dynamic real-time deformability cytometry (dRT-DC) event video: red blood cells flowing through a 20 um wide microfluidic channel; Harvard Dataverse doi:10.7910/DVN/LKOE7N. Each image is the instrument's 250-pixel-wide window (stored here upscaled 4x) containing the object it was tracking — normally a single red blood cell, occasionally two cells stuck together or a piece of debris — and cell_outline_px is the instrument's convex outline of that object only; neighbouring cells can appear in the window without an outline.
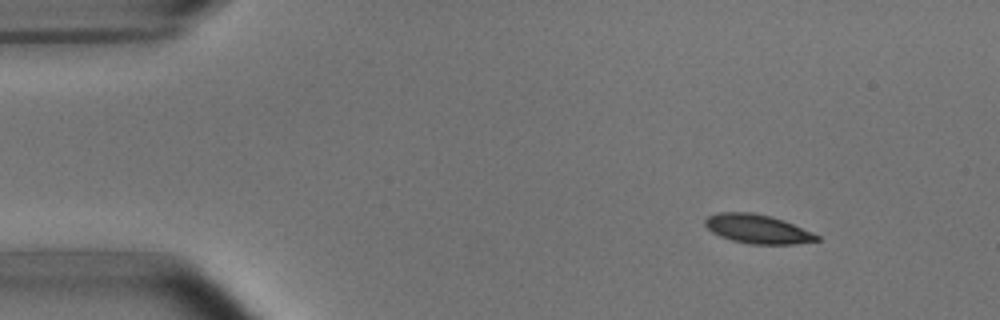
{"species": "common noctule bat (a hibernating species)", "species_latin": "Nyctalus noctula", "temperature_condition": "room temperature", "stored_images_in_passage": 4, "camera_frame_rate_fps": 3000, "um_per_image_px": 0.085, "animal": {"sex": "male", "body_mass_g": 15.6}, "frame": {"image": 1, "passage_image": 1, "time_ms": 0.0, "image_size_px": [1000, 320], "cell_outline_px": [[820, 240], [796, 244], [752, 244], [732, 240], [720, 236], [712, 232], [704, 224], [704, 220], [708, 216], [716, 212], [752, 212], [772, 216], [784, 220], [812, 232], [820, 236]], "centroid_in_image_um": [64.39, 19.45], "position_along_channel_um": 20.6, "area_um2": 18.96}}
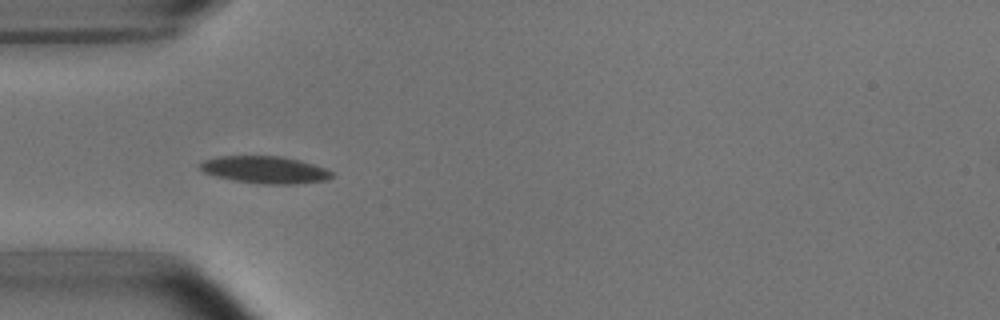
{"frame": {"image": 2, "passage_image": 3, "time_ms": 3.333, "image_size_px": [1000, 320], "cell_outline_px": [[336, 176], [328, 180], [296, 184], [264, 184], [236, 180], [216, 176], [204, 172], [200, 168], [200, 164], [204, 160], [216, 156], [280, 156], [300, 160], [324, 168], [332, 172]], "centroid_in_image_um": [22.56, 14.43], "position_along_channel_um": 62.4, "area_um2": 20.81}}